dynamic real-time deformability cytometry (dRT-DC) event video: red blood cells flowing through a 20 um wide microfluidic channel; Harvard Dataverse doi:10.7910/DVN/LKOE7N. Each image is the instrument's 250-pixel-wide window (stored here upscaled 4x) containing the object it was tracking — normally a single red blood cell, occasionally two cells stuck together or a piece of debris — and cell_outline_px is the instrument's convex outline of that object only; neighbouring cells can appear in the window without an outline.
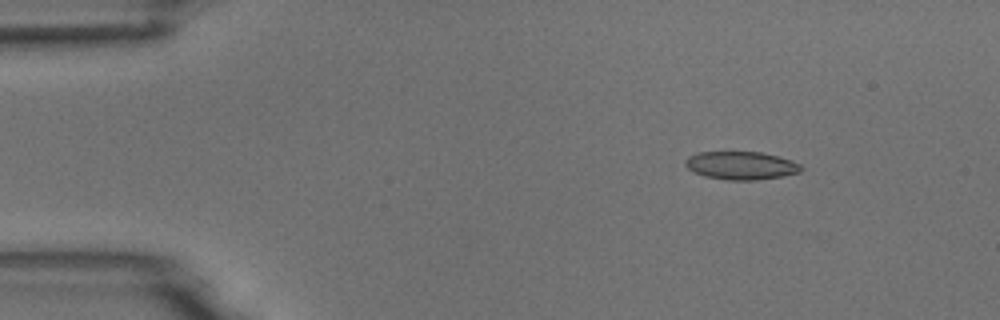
{"species": "common noctule bat (a hibernating species)", "species_latin": "Nyctalus noctula", "temperature_condition": "room temperature", "stored_images_in_passage": 6, "camera_frame_rate_fps": 3000, "um_per_image_px": 0.085, "animal": {"sex": "male", "body_mass_g": 18.8}, "frame": {"image": 1, "passage_image": 3, "time_ms": 2.333, "image_size_px": [1000, 320], "cell_outline_px": [[804, 168], [800, 172], [780, 176], [756, 180], [728, 180], [704, 176], [692, 172], [684, 164], [684, 160], [688, 156], [700, 152], [760, 152], [780, 156], [800, 164]], "centroid_in_image_um": [62.97, 14.06], "position_along_channel_um": 22.0, "area_um2": 19.02}}